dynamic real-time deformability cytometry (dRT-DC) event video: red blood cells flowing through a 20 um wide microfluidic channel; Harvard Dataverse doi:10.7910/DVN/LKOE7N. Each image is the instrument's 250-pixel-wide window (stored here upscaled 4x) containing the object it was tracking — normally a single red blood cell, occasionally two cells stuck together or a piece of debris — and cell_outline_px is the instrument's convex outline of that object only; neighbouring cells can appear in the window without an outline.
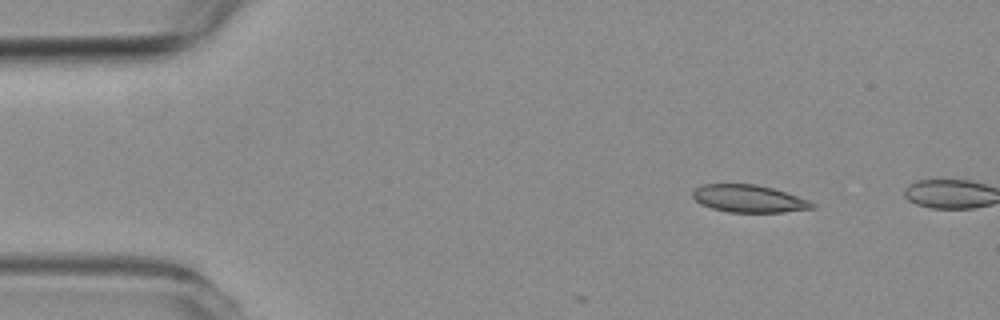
{"species": "common noctule bat (a hibernating species)", "species_latin": "Nyctalus noctula", "temperature_condition": "room temperature", "stored_images_in_passage": 3, "camera_frame_rate_fps": 3000, "um_per_image_px": 0.085, "animal": {"sex": "female", "body_mass_g": 19.3, "forearm_length_mm": 54.1}, "frame": {"image": 1, "passage_image": 2, "time_ms": 1.333, "image_size_px": [1000, 320], "cell_outline_px": [[816, 204], [812, 208], [784, 212], [728, 212], [712, 208], [700, 204], [692, 196], [692, 192], [696, 188], [704, 184], [756, 184], [772, 188], [808, 200]], "centroid_in_image_um": [63.62, 16.89], "position_along_channel_um": 21.4, "area_um2": 18.9}}